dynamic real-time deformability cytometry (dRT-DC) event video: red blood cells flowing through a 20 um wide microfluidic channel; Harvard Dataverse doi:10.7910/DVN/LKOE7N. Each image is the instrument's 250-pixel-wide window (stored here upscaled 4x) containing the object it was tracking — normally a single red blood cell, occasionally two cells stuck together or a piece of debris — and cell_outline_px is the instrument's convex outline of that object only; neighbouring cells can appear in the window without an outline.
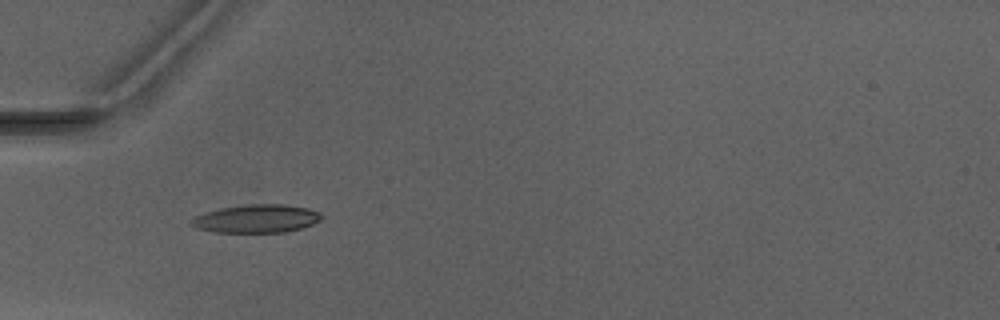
{"species": "Egyptian fruit bat (a non-hibernating species)", "species_latin": "Rousettus aegyptiacus", "temperature_condition": "warm", "stored_images_in_passage": 5, "camera_frame_rate_fps": 3000, "um_per_image_px": 0.085, "animal": {"sex": "male"}, "frame": {"image": 1, "passage_image": 2, "time_ms": 1.333, "image_size_px": [1000, 320], "cell_outline_px": [[324, 216], [320, 220], [312, 224], [300, 228], [284, 232], [216, 232], [196, 228], [188, 224], [188, 220], [204, 212], [220, 208], [252, 204], [284, 204], [308, 208], [320, 212]], "centroid_in_image_um": [21.77, 18.58], "position_along_channel_um": 63.2, "area_um2": 21.44}}
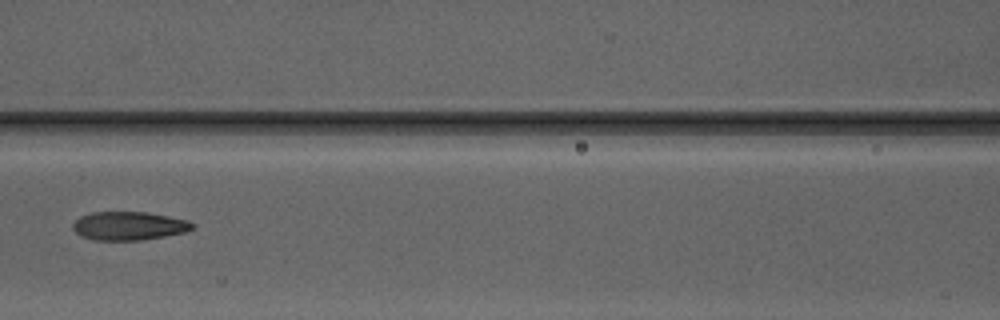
{"frame": {"image": 2, "passage_image": 4, "time_ms": 3.667, "image_size_px": [1000, 320], "cell_outline_px": [[192, 228], [184, 232], [144, 240], [92, 240], [80, 236], [72, 228], [72, 224], [80, 216], [92, 212], [148, 212], [188, 220], [192, 224]], "centroid_in_image_um": [10.9, 19.2], "position_along_channel_um": 155.7, "area_um2": 19.83}}
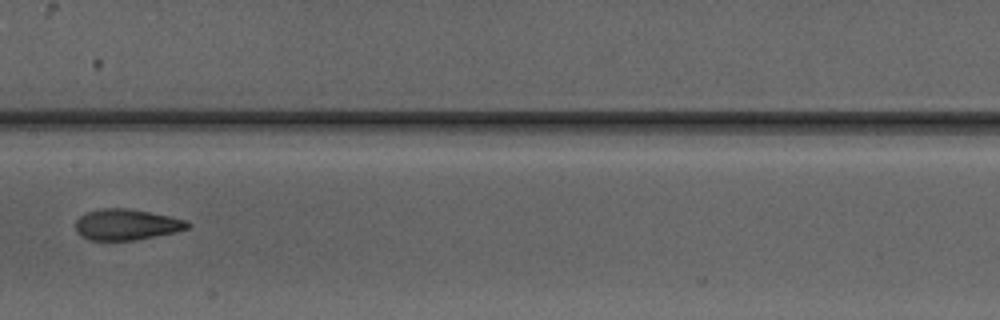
{"frame": {"image": 3, "passage_image": 5, "time_ms": 4.667, "image_size_px": [1000, 320], "cell_outline_px": [[192, 224], [188, 228], [176, 232], [136, 240], [88, 240], [80, 236], [76, 232], [76, 220], [80, 216], [88, 212], [100, 208], [128, 208], [188, 220]], "centroid_in_image_um": [10.75, 19.09], "position_along_channel_um": 196.6, "area_um2": 20.29}}